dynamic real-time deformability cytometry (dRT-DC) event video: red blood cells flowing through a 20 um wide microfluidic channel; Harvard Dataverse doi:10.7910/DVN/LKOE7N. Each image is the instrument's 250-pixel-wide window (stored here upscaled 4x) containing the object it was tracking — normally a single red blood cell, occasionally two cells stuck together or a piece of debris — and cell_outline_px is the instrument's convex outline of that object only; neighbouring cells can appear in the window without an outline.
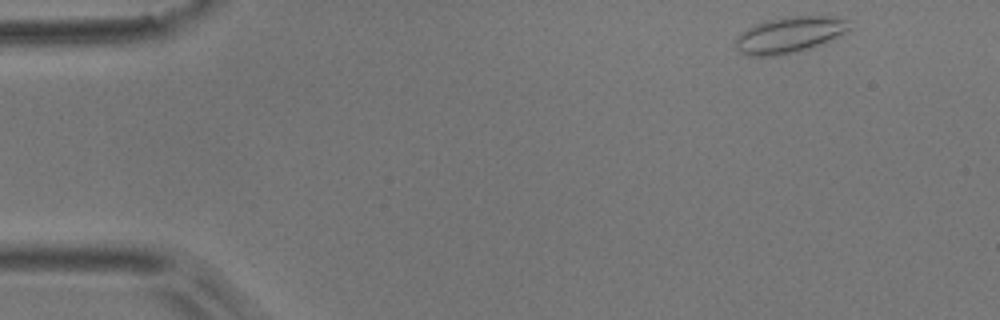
{"species": "common noctule bat (a hibernating species)", "species_latin": "Nyctalus noctula", "temperature_condition": "room temperature", "stored_images_in_passage": 4, "camera_frame_rate_fps": 3000, "um_per_image_px": 0.085, "animal": {"sex": "male", "body_mass_g": 17.9}, "frame": {"image": 1, "passage_image": 1, "time_ms": 0.0, "image_size_px": [1000, 320], "cell_outline_px": [[852, 28], [812, 48], [776, 56], [748, 56], [740, 52], [736, 48], [736, 40], [740, 32], [764, 20], [792, 16], [832, 16], [852, 20]], "centroid_in_image_um": [67.12, 2.95], "position_along_channel_um": 17.9, "area_um2": 23.99}}